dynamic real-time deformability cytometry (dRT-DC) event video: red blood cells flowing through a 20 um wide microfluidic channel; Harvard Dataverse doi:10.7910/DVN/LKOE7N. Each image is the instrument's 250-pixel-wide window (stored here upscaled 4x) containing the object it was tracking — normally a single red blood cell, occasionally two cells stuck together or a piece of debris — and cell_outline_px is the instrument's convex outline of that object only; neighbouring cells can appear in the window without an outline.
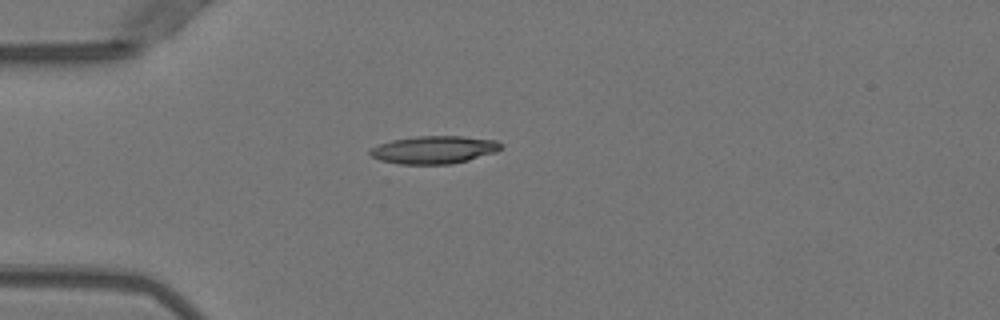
{"species": "Egyptian fruit bat (a non-hibernating species)", "species_latin": "Rousettus aegyptiacus", "temperature_condition": "warm", "stored_images_in_passage": 38, "camera_frame_rate_fps": 3000, "um_per_image_px": 0.085, "animal": {"sex": "female"}, "frame": {"image": 1, "passage_image": 1, "time_ms": 0.0, "image_size_px": [1000, 320], "cell_outline_px": [[504, 144], [496, 152], [468, 160], [452, 164], [400, 164], [380, 160], [372, 156], [368, 152], [372, 148], [380, 144], [392, 140], [416, 136], [460, 136], [496, 140]], "centroid_in_image_um": [36.91, 12.73], "position_along_channel_um": 48.1, "area_um2": 21.1}}
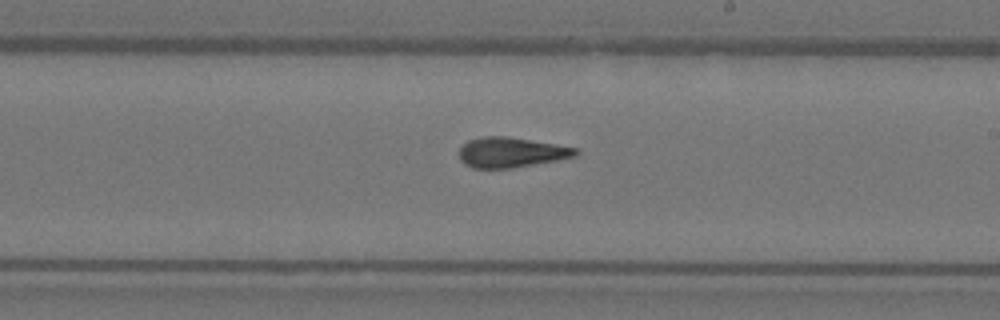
{"frame": {"image": 2, "passage_image": 17, "time_ms": 5.333, "image_size_px": [1000, 320], "cell_outline_px": [[580, 152], [576, 156], [556, 160], [512, 168], [472, 168], [464, 164], [460, 160], [460, 148], [468, 140], [484, 136], [508, 136], [580, 148]], "centroid_in_image_um": [43.47, 12.94], "position_along_channel_um": 245.5, "area_um2": 20.52}}
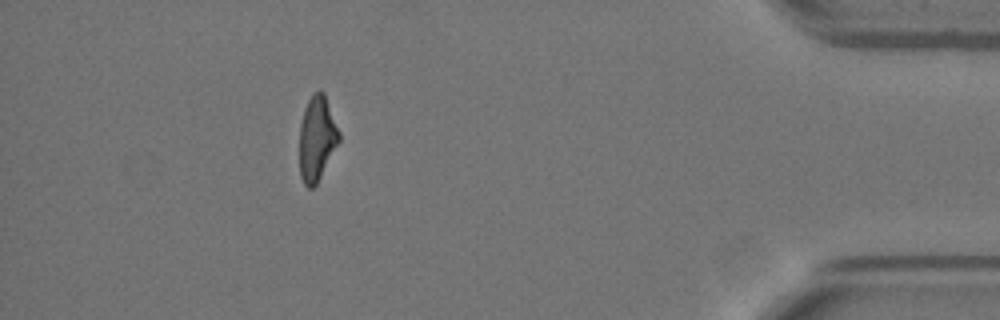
{"frame": {"image": 3, "passage_image": 33, "time_ms": 10.667, "image_size_px": [1000, 320], "cell_outline_px": [[340, 140], [316, 184], [312, 188], [308, 188], [304, 184], [300, 176], [300, 124], [304, 108], [308, 100], [320, 88], [324, 92], [340, 132]], "centroid_in_image_um": [26.94, 11.75], "position_along_channel_um": 408.3, "area_um2": 19.42}, "authors_computed_cell_mechanics": {"area_um2": 20.519, "velocity_mm_per_s": 4.0123, "shape_relaxation_time_tau1_ms": 8.0625, "shape_relaxation_time_tau2_ms": 2.2605, "deformation_change_tau1": 0.2553, "deformation_change_tau2": 0.1174}}